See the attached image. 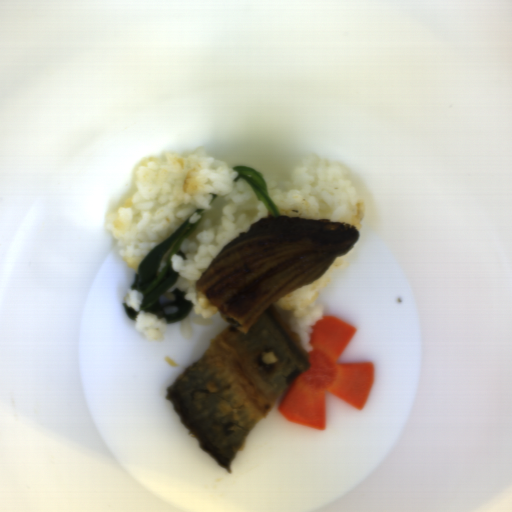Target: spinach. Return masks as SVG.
Listing matches in <instances>:
<instances>
[{"label": "spinach", "mask_w": 512, "mask_h": 512, "mask_svg": "<svg viewBox=\"0 0 512 512\" xmlns=\"http://www.w3.org/2000/svg\"><path fill=\"white\" fill-rule=\"evenodd\" d=\"M202 219L196 223L188 220L177 228L166 240L147 254L137 266L138 273H134L131 290H138L143 297L141 310L157 315L158 319L165 318L168 324L176 323L194 309L193 302L185 299V291L179 288L172 290L176 305L175 314H166L159 302L160 295L167 292L179 277V273L171 268V255L187 258L181 250L184 240L192 235L201 224Z\"/></svg>", "instance_id": "spinach-1"}, {"label": "spinach", "mask_w": 512, "mask_h": 512, "mask_svg": "<svg viewBox=\"0 0 512 512\" xmlns=\"http://www.w3.org/2000/svg\"><path fill=\"white\" fill-rule=\"evenodd\" d=\"M233 171H237L238 175L235 178V181L239 179H244L248 182L253 190L255 191L259 201H263L266 207L269 210L270 216H280V211L275 205V203L271 200L268 194L267 184L264 180L262 172L258 171L253 167L247 166H237L233 167Z\"/></svg>", "instance_id": "spinach-2"}, {"label": "spinach", "mask_w": 512, "mask_h": 512, "mask_svg": "<svg viewBox=\"0 0 512 512\" xmlns=\"http://www.w3.org/2000/svg\"><path fill=\"white\" fill-rule=\"evenodd\" d=\"M122 306L124 308L127 318L130 319L131 321H135L139 313L136 312L132 307L128 306L125 302L122 303Z\"/></svg>", "instance_id": "spinach-3"}, {"label": "spinach", "mask_w": 512, "mask_h": 512, "mask_svg": "<svg viewBox=\"0 0 512 512\" xmlns=\"http://www.w3.org/2000/svg\"><path fill=\"white\" fill-rule=\"evenodd\" d=\"M204 211H205L204 209L199 208V209H197L195 212H196L198 215L203 216Z\"/></svg>", "instance_id": "spinach-4"}, {"label": "spinach", "mask_w": 512, "mask_h": 512, "mask_svg": "<svg viewBox=\"0 0 512 512\" xmlns=\"http://www.w3.org/2000/svg\"><path fill=\"white\" fill-rule=\"evenodd\" d=\"M210 194H211V193H210ZM211 195H212V200H211L210 204H212V203H213L214 201H216V200H217V198H218V195H217V194H211Z\"/></svg>", "instance_id": "spinach-5"}]
</instances>
